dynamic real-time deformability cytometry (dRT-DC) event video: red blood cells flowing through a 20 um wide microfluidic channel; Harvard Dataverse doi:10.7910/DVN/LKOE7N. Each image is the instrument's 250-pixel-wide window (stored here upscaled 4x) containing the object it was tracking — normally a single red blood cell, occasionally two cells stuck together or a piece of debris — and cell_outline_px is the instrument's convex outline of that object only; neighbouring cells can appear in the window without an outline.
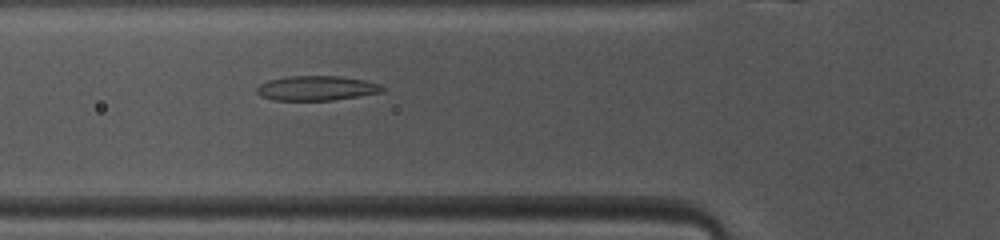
{"species": "common noctule bat (a hibernating species)", "species_latin": "Nyctalus noctula", "temperature_condition": "warm", "stored_images_in_passage": 47, "camera_frame_rate_fps": 3000, "um_per_image_px": 0.085, "animal": {"sex": "female", "body_mass_g": 10.0, "forearm_length_mm": 53.1}, "frame": {"image": 1, "passage_image": 15, "time_ms": 4.667, "image_size_px": [1000, 240], "cell_outline_px": [[384, 92], [360, 96], [332, 100], [272, 100], [260, 96], [256, 92], [256, 88], [260, 84], [268, 80], [288, 76], [340, 76], [364, 80], [380, 84], [384, 88]], "centroid_in_image_um": [26.9, 7.49], "position_along_channel_um": 98.9, "area_um2": 18.15}}
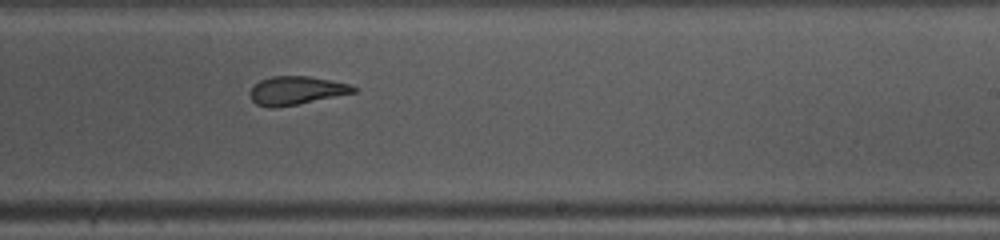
{"frame": {"image": 2, "passage_image": 27, "time_ms": 8.667, "image_size_px": [1000, 240], "cell_outline_px": [[356, 92], [296, 104], [272, 108], [256, 104], [252, 100], [248, 92], [260, 80], [272, 76], [308, 76], [352, 84], [356, 88]], "centroid_in_image_um": [25.17, 7.68], "position_along_channel_um": 263.8, "area_um2": 16.94}}
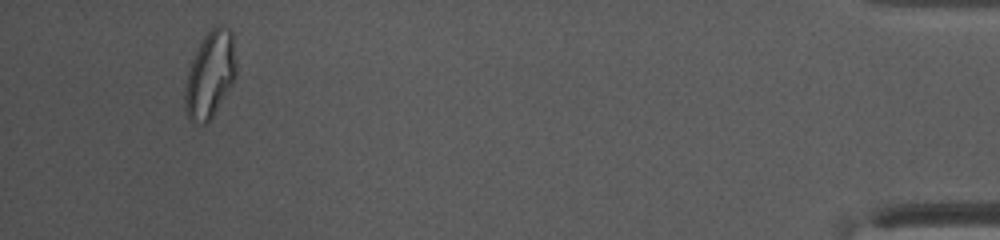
{"frame": {"image": 3, "passage_image": 44, "time_ms": 14.333, "image_size_px": [1000, 240], "cell_outline_px": [[236, 76], [232, 84], [212, 116], [204, 124], [196, 124], [188, 120], [184, 108], [184, 84], [188, 68], [204, 36], [216, 24], [220, 24], [228, 28], [232, 32], [236, 64]], "centroid_in_image_um": [17.83, 6.35], "position_along_channel_um": 417.4, "area_um2": 25.95}, "authors_computed_cell_mechanics": {"area_um2": 19.4208, "velocity_mm_per_s": 4.1106, "shape_relaxation_time_tau1_ms": null, "shape_relaxation_time_tau2_ms": 2.1635, "deformation_change_tau1": null, "deformation_change_tau2": 0.0968}}